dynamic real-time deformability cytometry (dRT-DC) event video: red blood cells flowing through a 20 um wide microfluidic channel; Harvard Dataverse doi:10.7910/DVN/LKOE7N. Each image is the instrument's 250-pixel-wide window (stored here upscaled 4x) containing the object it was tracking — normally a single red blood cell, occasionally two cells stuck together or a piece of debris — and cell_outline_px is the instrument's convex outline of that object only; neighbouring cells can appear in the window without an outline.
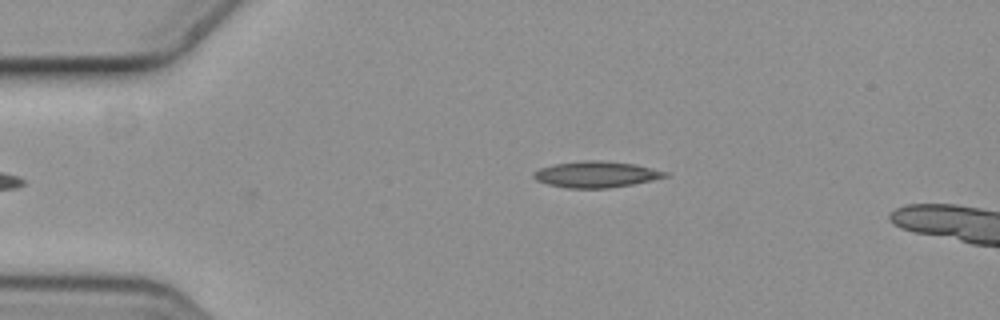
{"species": "common noctule bat (a hibernating species)", "species_latin": "Nyctalus noctula", "temperature_condition": "cold", "stored_images_in_passage": 2, "camera_frame_rate_fps": 3000, "um_per_image_px": 0.085, "animal": {"sex": "female", "body_mass_g": 19.3, "forearm_length_mm": 54.1}, "frame": {"image": 1, "passage_image": 1, "time_ms": 0.0, "image_size_px": [1000, 320], "cell_outline_px": [[668, 176], [652, 180], [632, 184], [608, 188], [568, 188], [548, 184], [536, 180], [532, 176], [540, 168], [552, 164], [580, 160], [604, 160], [636, 164], [668, 172]], "centroid_in_image_um": [50.67, 14.81], "position_along_channel_um": 34.3, "area_um2": 20.11}}